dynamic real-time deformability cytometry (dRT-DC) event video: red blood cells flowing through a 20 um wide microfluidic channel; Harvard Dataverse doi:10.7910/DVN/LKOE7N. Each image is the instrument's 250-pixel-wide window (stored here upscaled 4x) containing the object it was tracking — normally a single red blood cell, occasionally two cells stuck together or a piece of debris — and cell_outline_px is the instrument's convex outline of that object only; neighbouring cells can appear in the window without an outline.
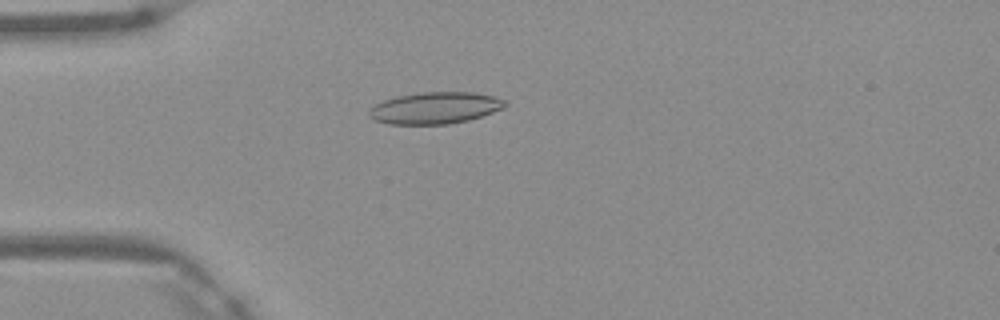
{"species": "Egyptian fruit bat (a non-hibernating species)", "species_latin": "Rousettus aegyptiacus", "temperature_condition": "warm", "stored_images_in_passage": 4, "camera_frame_rate_fps": 3000, "um_per_image_px": 0.085, "frame": {"image": 1, "passage_image": 4, "time_ms": 1.0, "image_size_px": [1000, 320], "cell_outline_px": [[508, 104], [504, 108], [468, 120], [448, 124], [388, 124], [376, 120], [368, 112], [376, 104], [384, 100], [400, 96], [424, 92], [472, 92], [492, 96], [504, 100]], "centroid_in_image_um": [37.01, 9.18], "position_along_channel_um": 48.0, "area_um2": 24.68}}